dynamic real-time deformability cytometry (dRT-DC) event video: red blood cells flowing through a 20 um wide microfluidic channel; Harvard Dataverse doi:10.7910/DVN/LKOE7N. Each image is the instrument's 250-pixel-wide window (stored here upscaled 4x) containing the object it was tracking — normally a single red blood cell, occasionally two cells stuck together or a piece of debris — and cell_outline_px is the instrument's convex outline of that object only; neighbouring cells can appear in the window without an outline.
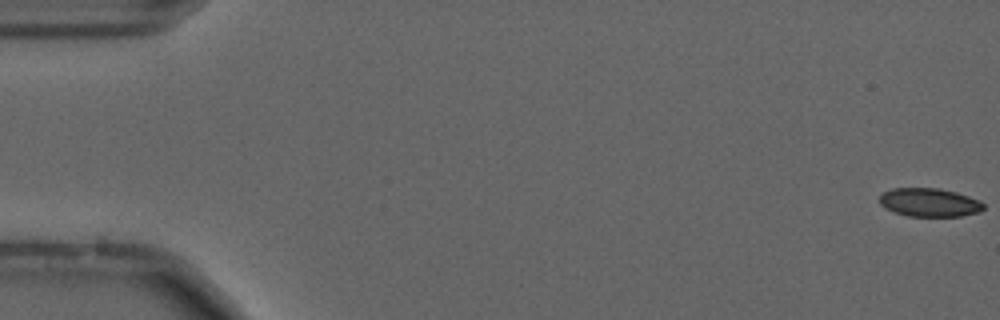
{"species": "common noctule bat (a hibernating species)", "species_latin": "Nyctalus noctula", "temperature_condition": "cold", "stored_images_in_passage": 56, "camera_frame_rate_fps": 3000, "um_per_image_px": 0.085, "animal": {"sex": "male", "forearm_length_mm": 52.5}, "frame": {"image": 1, "passage_image": 1, "time_ms": 0.0, "image_size_px": [1000, 320], "cell_outline_px": [[984, 208], [980, 212], [960, 216], [908, 216], [884, 208], [880, 204], [880, 196], [884, 192], [892, 188], [940, 188], [956, 192], [980, 200], [984, 204]], "centroid_in_image_um": [79.01, 17.2], "position_along_channel_um": 6.0, "area_um2": 17.28}}
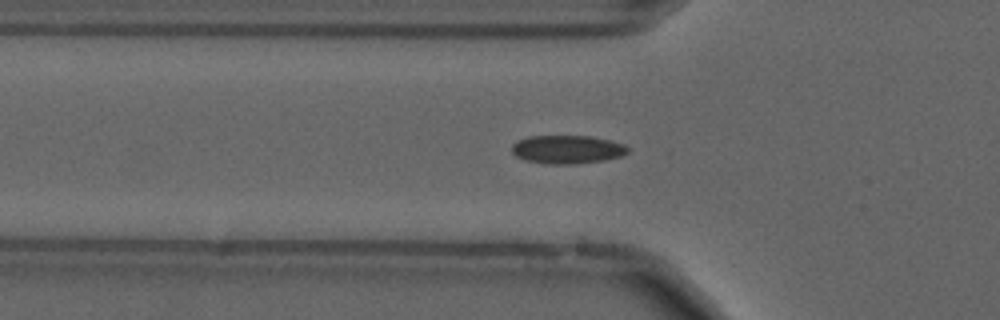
{"frame": {"image": 2, "passage_image": 19, "time_ms": 6.0, "image_size_px": [1000, 320], "cell_outline_px": [[628, 152], [620, 156], [604, 160], [576, 164], [548, 164], [524, 160], [516, 156], [512, 152], [512, 144], [516, 140], [528, 136], [588, 136], [612, 140], [624, 144], [628, 148]], "centroid_in_image_um": [48.19, 12.7], "position_along_channel_um": 77.6, "area_um2": 19.31}}
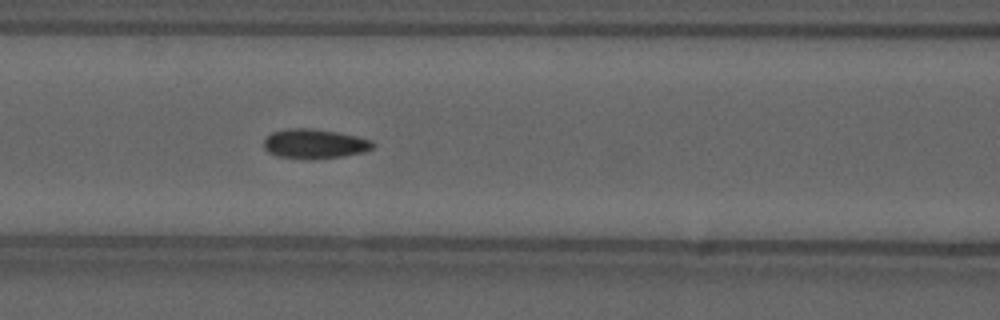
{"frame": {"image": 3, "passage_image": 24, "time_ms": 7.667, "image_size_px": [1000, 320], "cell_outline_px": [[376, 144], [372, 148], [364, 152], [340, 156], [312, 160], [276, 156], [268, 152], [264, 148], [264, 140], [272, 132], [288, 128], [308, 128], [336, 132], [356, 136], [372, 140]], "centroid_in_image_um": [26.72, 12.23], "position_along_channel_um": 139.9, "area_um2": 18.79}, "authors_computed_cell_mechanics": {"area_um2": 18.0914, "velocity_mm_per_s": 3.686, "shape_relaxation_time_tau1_ms": null, "shape_relaxation_time_tau2_ms": 2.8509, "deformation_change_tau1": null, "deformation_change_tau2": 0.0657}}